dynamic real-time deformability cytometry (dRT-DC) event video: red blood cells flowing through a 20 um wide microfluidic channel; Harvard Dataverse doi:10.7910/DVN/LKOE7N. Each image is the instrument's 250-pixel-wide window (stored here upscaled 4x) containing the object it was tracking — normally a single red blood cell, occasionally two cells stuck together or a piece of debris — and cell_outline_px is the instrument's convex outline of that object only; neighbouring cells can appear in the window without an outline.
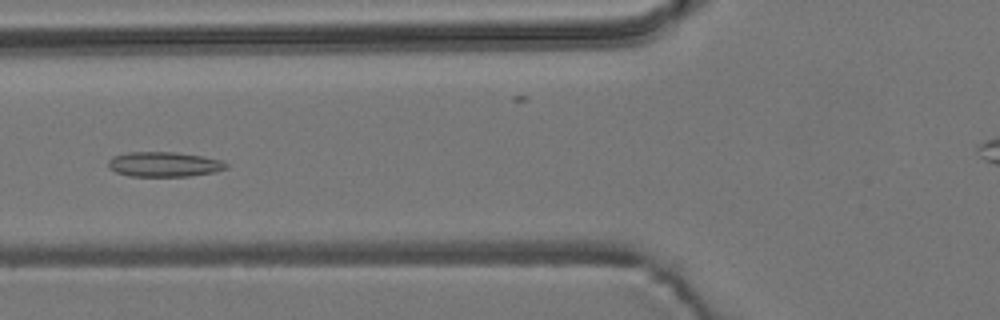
{"species": "common noctule bat (a hibernating species)", "species_latin": "Nyctalus noctula", "temperature_condition": "room temperature", "stored_images_in_passage": 6, "camera_frame_rate_fps": 3000, "um_per_image_px": 0.085, "animal": {"sex": "male", "body_mass_g": 19.2, "forearm_length_mm": 51.8}, "frame": {"image": 1, "passage_image": 6, "time_ms": 1.667, "image_size_px": [1000, 320], "cell_outline_px": [[228, 168], [216, 172], [188, 176], [128, 176], [116, 172], [108, 168], [108, 160], [112, 156], [128, 152], [176, 152], [204, 156], [220, 160], [228, 164]], "centroid_in_image_um": [13.94, 13.96], "position_along_channel_um": 111.9, "area_um2": 17.28}}